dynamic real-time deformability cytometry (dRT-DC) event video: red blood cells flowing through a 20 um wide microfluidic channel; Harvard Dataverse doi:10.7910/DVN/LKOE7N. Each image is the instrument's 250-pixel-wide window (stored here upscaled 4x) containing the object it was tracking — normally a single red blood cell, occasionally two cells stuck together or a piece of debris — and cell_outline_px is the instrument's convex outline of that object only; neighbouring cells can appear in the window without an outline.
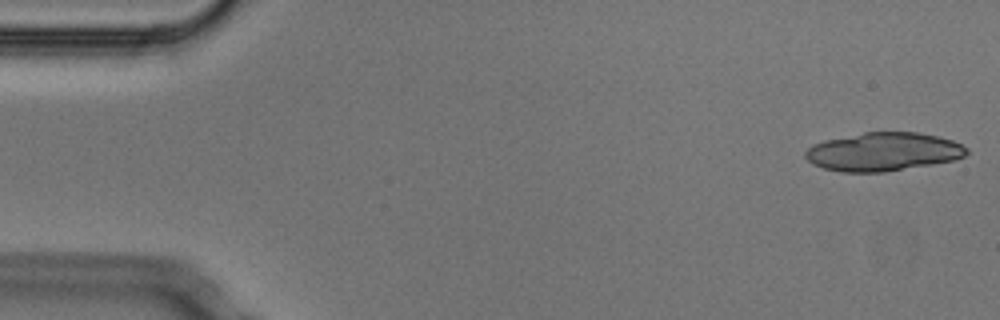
{"species": "Egyptian fruit bat (a non-hibernating species)", "species_latin": "Rousettus aegyptiacus", "temperature_condition": "cold", "stored_images_in_passage": 5, "camera_frame_rate_fps": 3000, "um_per_image_px": 0.085, "animal": {"sex": "male"}, "frame": {"image": 1, "passage_image": 1, "time_ms": 0.0, "image_size_px": [1000, 320], "cell_outline_px": [[968, 152], [964, 156], [952, 160], [932, 164], [884, 172], [840, 172], [824, 168], [812, 164], [804, 156], [804, 152], [812, 144], [824, 140], [864, 132], [916, 132], [940, 136], [952, 140], [968, 148]], "centroid_in_image_um": [75.04, 12.89], "position_along_channel_um": 10.0, "area_um2": 36.18}}